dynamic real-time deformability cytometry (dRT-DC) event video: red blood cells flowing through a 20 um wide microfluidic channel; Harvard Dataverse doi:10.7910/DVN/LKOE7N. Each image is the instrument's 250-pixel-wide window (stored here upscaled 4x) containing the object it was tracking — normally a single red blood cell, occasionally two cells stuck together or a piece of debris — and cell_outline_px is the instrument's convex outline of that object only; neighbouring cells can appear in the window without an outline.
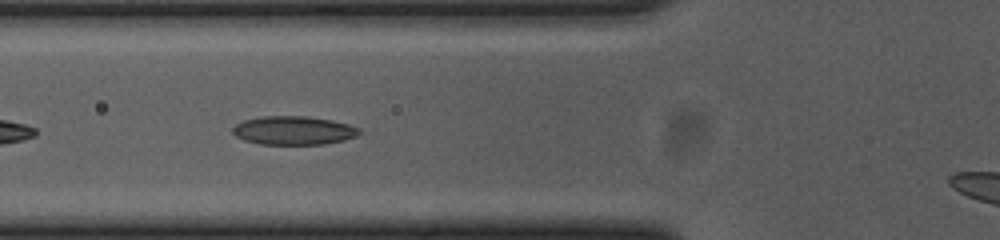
{"species": "common noctule bat (a hibernating species)", "species_latin": "Nyctalus noctula", "temperature_condition": "cold", "stored_images_in_passage": 19, "camera_frame_rate_fps": 3000, "um_per_image_px": 0.085, "animal": {"sex": "female", "body_mass_g": 23.0, "forearm_length_mm": 53.4}, "frame": {"image": 1, "passage_image": 6, "time_ms": 1.667, "image_size_px": [1000, 240], "cell_outline_px": [[360, 132], [356, 136], [344, 140], [324, 144], [260, 144], [244, 140], [236, 136], [232, 132], [232, 128], [236, 124], [244, 120], [264, 116], [308, 116], [332, 120], [348, 124], [360, 128]], "centroid_in_image_um": [24.96, 11.08], "position_along_channel_um": 100.8, "area_um2": 21.1}}
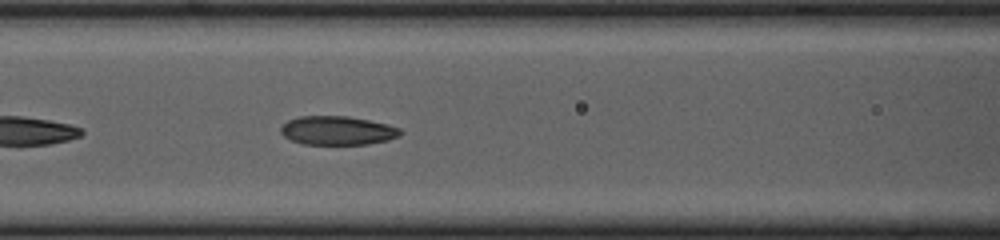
{"frame": {"image": 2, "passage_image": 9, "time_ms": 2.667, "image_size_px": [1000, 240], "cell_outline_px": [[404, 132], [400, 136], [388, 140], [368, 144], [304, 144], [292, 140], [284, 136], [280, 132], [280, 128], [288, 120], [300, 116], [348, 116], [388, 124], [400, 128]], "centroid_in_image_um": [28.72, 11.09], "position_along_channel_um": 137.9, "area_um2": 20.11}}